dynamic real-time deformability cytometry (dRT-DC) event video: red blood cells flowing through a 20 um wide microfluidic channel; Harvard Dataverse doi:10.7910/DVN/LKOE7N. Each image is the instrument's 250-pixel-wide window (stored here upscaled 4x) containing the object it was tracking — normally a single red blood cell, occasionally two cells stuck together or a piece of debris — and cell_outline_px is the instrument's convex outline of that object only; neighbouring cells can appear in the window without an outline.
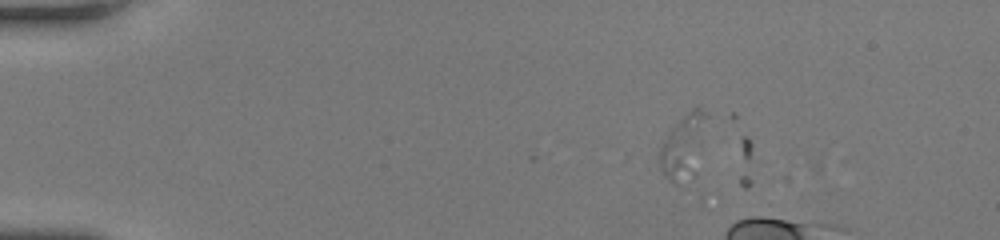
{"species": "human", "species_latin": "Homo sapiens", "temperature_condition": "room temperature", "stored_images_in_passage": 10, "camera_frame_rate_fps": 3000, "um_per_image_px": 0.085, "donor": {"sex": "female"}, "frame": {"image": 1, "passage_image": 1, "time_ms": 0.0, "image_size_px": [1000, 240], "cell_outline_px": [[708, 116], [696, 172], [688, 188], [680, 188], [672, 184], [664, 176], [660, 168], [660, 148], [668, 132], [696, 104]], "centroid_in_image_um": [58.1, 12.6], "position_along_channel_um": 26.9, "area_um2": 18.38}}